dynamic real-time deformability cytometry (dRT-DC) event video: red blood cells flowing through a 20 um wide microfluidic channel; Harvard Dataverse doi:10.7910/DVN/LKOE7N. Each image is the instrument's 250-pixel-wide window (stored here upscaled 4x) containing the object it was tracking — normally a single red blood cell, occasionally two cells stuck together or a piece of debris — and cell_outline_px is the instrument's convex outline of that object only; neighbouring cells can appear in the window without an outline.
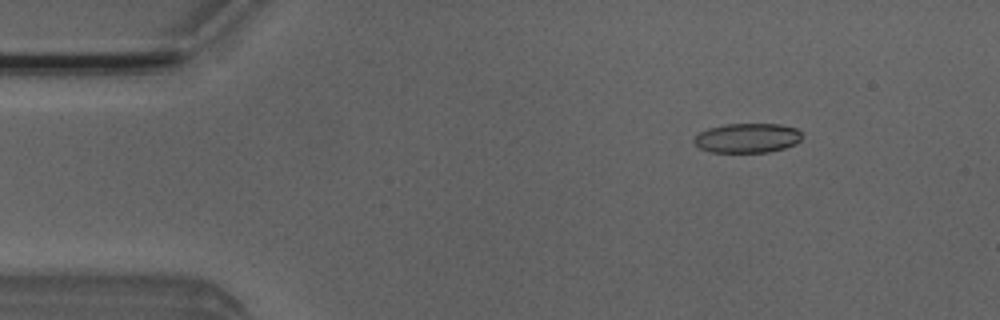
{"species": "Egyptian fruit bat (a non-hibernating species)", "species_latin": "Rousettus aegyptiacus", "temperature_condition": "room temperature", "stored_images_in_passage": 52, "camera_frame_rate_fps": 3000, "um_per_image_px": 0.085, "animal": {"sex": "male"}, "frame": {"image": 1, "passage_image": 7, "time_ms": 2.0, "image_size_px": [1000, 320], "cell_outline_px": [[800, 140], [796, 144], [784, 148], [768, 152], [712, 152], [700, 148], [696, 144], [696, 136], [700, 132], [708, 128], [728, 124], [780, 124], [796, 128], [800, 132]], "centroid_in_image_um": [63.55, 11.73], "position_along_channel_um": 21.5, "area_um2": 18.32}}
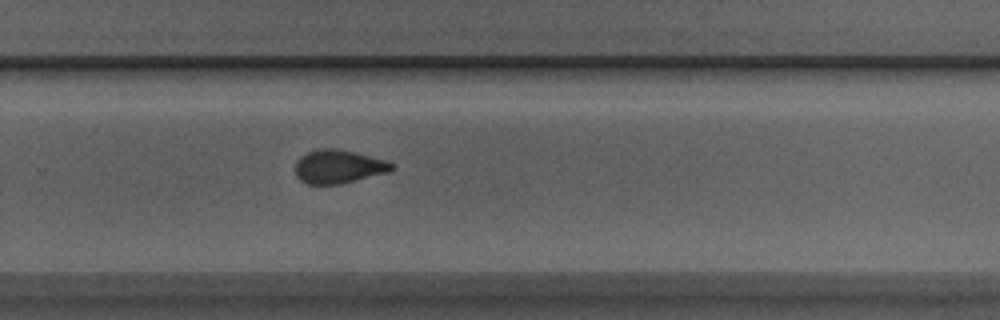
{"frame": {"image": 2, "passage_image": 34, "time_ms": 11.0, "image_size_px": [1000, 320], "cell_outline_px": [[396, 168], [388, 172], [340, 184], [308, 184], [300, 180], [296, 176], [296, 160], [300, 156], [308, 152], [320, 148], [336, 148], [356, 152], [388, 160], [396, 164]], "centroid_in_image_um": [28.81, 14.15], "position_along_channel_um": 301.0, "area_um2": 19.07}}
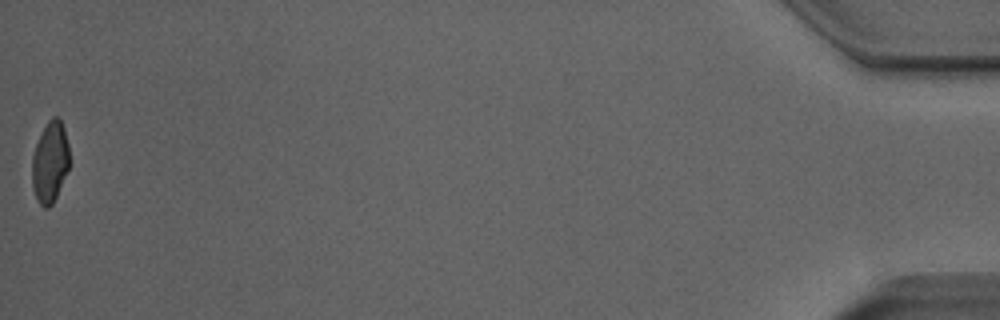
{"frame": {"image": 3, "passage_image": 52, "time_ms": 17.0, "image_size_px": [1000, 320], "cell_outline_px": [[68, 168], [56, 196], [52, 204], [48, 208], [44, 208], [36, 200], [32, 188], [32, 156], [36, 144], [48, 120], [52, 116], [60, 116], [64, 128], [68, 144]], "centroid_in_image_um": [4.23, 13.77], "position_along_channel_um": 431.0, "area_um2": 17.57}, "authors_computed_cell_mechanics": {"area_um2": 19.1318, "velocity_mm_per_s": 3.9387, "shape_relaxation_time_tau1_ms": 7.9415, "shape_relaxation_time_tau2_ms": 1.2762, "deformation_change_tau1": 0.1699, "deformation_change_tau2": 0.0773}}